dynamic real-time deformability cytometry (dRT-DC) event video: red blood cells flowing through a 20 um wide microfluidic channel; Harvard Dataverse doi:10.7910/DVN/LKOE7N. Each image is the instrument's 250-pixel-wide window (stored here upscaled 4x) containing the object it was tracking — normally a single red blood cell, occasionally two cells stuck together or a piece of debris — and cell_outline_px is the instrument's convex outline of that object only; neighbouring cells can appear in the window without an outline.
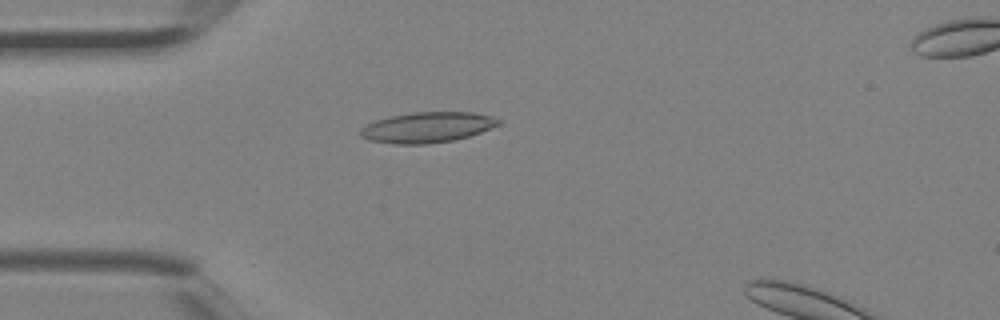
{"species": "Egyptian fruit bat (a non-hibernating species)", "species_latin": "Rousettus aegyptiacus", "temperature_condition": "room temperature", "stored_images_in_passage": 4, "camera_frame_rate_fps": 3000, "um_per_image_px": 0.085, "animal": {"sex": "female"}, "frame": {"image": 1, "passage_image": 3, "time_ms": 0.667, "image_size_px": [1000, 320], "cell_outline_px": [[500, 124], [480, 132], [468, 136], [452, 140], [428, 144], [392, 144], [368, 140], [360, 136], [360, 128], [376, 120], [392, 116], [412, 112], [472, 112], [492, 116], [500, 120]], "centroid_in_image_um": [36.29, 10.83], "position_along_channel_um": 48.7, "area_um2": 24.45}}